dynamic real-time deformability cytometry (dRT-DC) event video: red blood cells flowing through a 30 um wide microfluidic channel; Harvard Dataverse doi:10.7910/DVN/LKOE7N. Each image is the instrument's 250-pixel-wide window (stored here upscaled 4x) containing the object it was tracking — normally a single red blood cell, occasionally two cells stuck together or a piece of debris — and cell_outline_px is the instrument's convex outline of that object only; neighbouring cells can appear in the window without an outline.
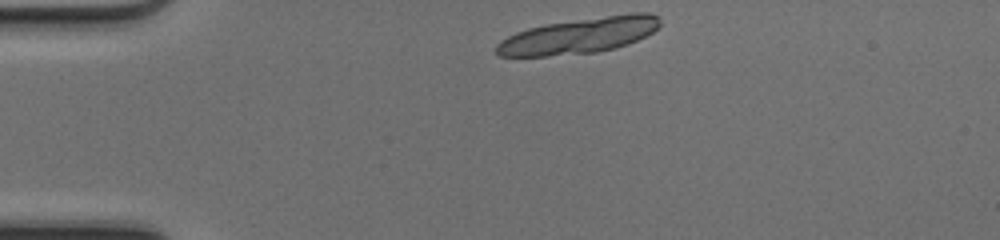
{"species": "common noctule bat (a hibernating species)", "species_latin": "Nyctalus noctula", "temperature_condition": "cold", "stored_images_in_passage": 8, "camera_frame_rate_fps": 3000, "um_per_image_px": 0.085, "animal": {"sex": "female", "body_mass_g": 17.0, "forearm_length_mm": 48.0}, "frame": {"image": 1, "passage_image": 1, "time_ms": 0.0, "image_size_px": [1000, 240], "cell_outline_px": [[660, 24], [652, 32], [636, 40], [612, 48], [596, 52], [544, 56], [500, 56], [496, 52], [496, 44], [500, 40], [516, 32], [528, 28], [548, 24], [628, 12], [648, 12], [660, 16]], "centroid_in_image_um": [49.23, 3.01], "position_along_channel_um": 35.8, "area_um2": 33.76}}